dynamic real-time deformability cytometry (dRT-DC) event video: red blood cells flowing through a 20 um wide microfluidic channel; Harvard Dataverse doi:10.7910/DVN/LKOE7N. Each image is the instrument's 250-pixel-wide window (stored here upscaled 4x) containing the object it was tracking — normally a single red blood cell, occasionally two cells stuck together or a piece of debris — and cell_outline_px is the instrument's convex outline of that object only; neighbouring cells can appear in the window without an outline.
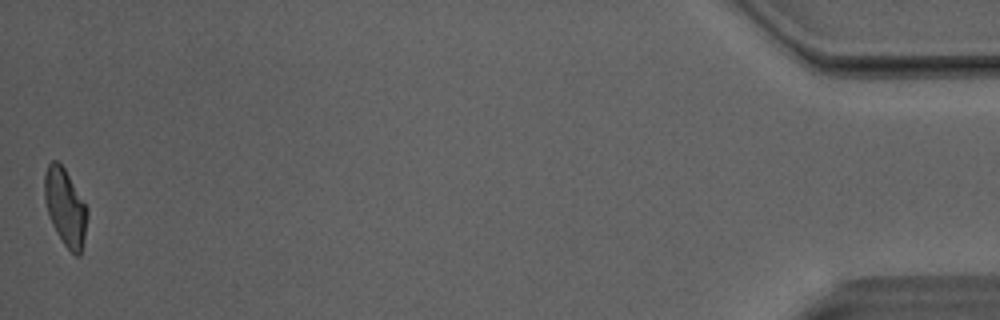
{"species": "Egyptian fruit bat (a non-hibernating species)", "species_latin": "Rousettus aegyptiacus", "temperature_condition": "room temperature", "stored_images_in_passage": 42, "camera_frame_rate_fps": 3000, "um_per_image_px": 0.085, "animal": {"sex": "male"}, "frame": {"image": 1, "passage_image": 42, "time_ms": 13.667, "image_size_px": [1000, 320], "cell_outline_px": [[88, 216], [80, 256], [76, 256], [64, 244], [56, 232], [52, 224], [48, 212], [44, 196], [44, 176], [48, 164], [52, 160], [56, 160], [64, 168], [88, 208]], "centroid_in_image_um": [5.55, 17.61], "position_along_channel_um": 429.7, "area_um2": 18.96}, "authors_computed_cell_mechanics": {"area_um2": 20.0277, "velocity_mm_per_s": 4.0888, "shape_relaxation_time_tau1_ms": 9.8483, "shape_relaxation_time_tau2_ms": 2.5835, "deformation_change_tau1": 0.2579, "deformation_change_tau2": 0.1134}}